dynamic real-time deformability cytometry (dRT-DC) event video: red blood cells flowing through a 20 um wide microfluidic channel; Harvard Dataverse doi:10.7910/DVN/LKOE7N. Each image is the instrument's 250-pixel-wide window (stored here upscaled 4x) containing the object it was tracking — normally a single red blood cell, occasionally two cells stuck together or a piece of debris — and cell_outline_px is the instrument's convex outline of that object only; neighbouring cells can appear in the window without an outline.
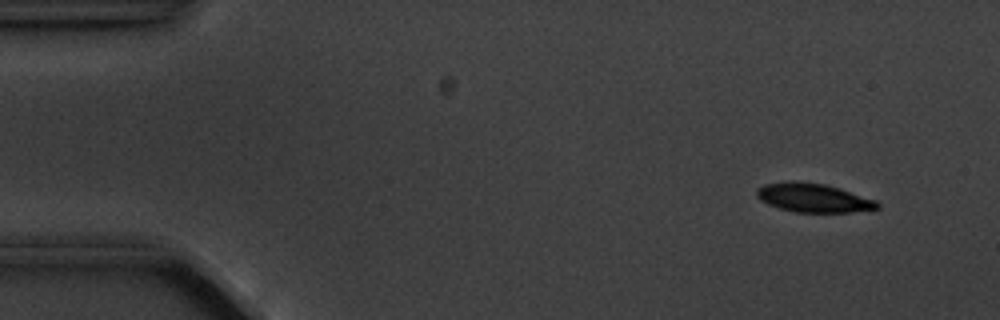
{"species": "common noctule bat (a hibernating species)", "species_latin": "Nyctalus noctula", "temperature_condition": "cold", "stored_images_in_passage": 5, "camera_frame_rate_fps": 3000, "um_per_image_px": 0.085, "animal": {"sex": "male", "body_mass_g": 20.1, "forearm_length_mm": 53.5}, "frame": {"image": 1, "passage_image": 1, "time_ms": 0.0, "image_size_px": [1000, 320], "cell_outline_px": [[880, 208], [852, 212], [796, 212], [780, 208], [768, 204], [760, 200], [756, 196], [756, 188], [764, 184], [792, 180], [796, 180], [824, 184], [840, 188], [876, 200], [880, 204]], "centroid_in_image_um": [69.12, 16.8], "position_along_channel_um": 15.9, "area_um2": 20.4}}